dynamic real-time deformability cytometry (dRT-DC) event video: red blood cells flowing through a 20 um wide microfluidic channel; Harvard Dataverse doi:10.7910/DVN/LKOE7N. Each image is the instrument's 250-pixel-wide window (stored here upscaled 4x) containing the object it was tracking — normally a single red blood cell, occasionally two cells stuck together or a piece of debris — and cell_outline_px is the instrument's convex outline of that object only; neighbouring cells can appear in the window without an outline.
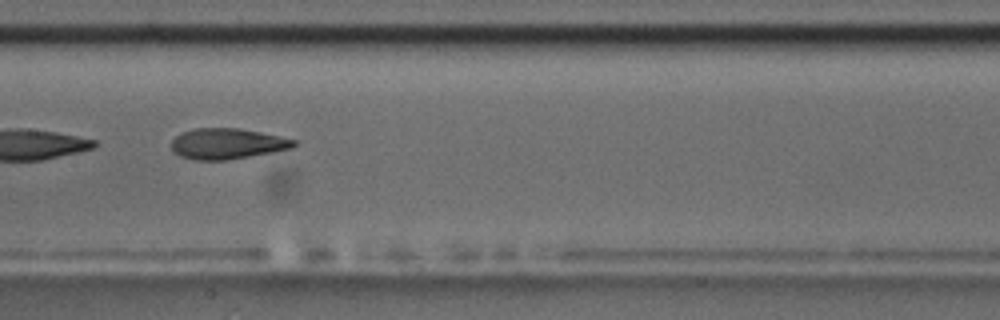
{"species": "common noctule bat (a hibernating species)", "species_latin": "Nyctalus noctula", "temperature_condition": "room temperature", "stored_images_in_passage": 9, "camera_frame_rate_fps": 3000, "um_per_image_px": 0.085, "animal": {"sex": "male", "body_mass_g": 17.5, "forearm_length_mm": 52.3}, "frame": {"image": 1, "passage_image": 8, "time_ms": 8.0, "image_size_px": [1000, 320], "cell_outline_px": [[296, 144], [292, 148], [272, 152], [228, 160], [192, 160], [180, 156], [172, 152], [168, 144], [180, 132], [196, 128], [240, 128], [280, 136], [296, 140]], "centroid_in_image_um": [19.24, 12.22], "position_along_channel_um": 188.2, "area_um2": 22.2}}